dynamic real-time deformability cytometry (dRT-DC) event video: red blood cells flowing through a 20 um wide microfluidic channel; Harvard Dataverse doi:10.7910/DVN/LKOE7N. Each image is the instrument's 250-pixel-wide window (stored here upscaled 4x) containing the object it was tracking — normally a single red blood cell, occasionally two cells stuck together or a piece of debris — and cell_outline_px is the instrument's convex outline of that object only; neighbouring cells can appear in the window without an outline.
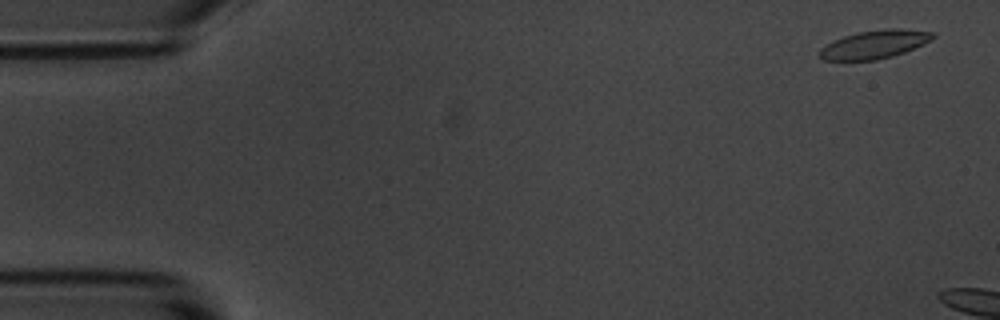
{"species": "common noctule bat (a hibernating species)", "species_latin": "Nyctalus noctula", "temperature_condition": "room temperature", "stored_images_in_passage": 2, "camera_frame_rate_fps": 3000, "um_per_image_px": 0.085, "animal": {"sex": "male", "body_mass_g": 20.1, "forearm_length_mm": 53.5}, "frame": {"image": 1, "passage_image": 1, "time_ms": 0.0, "image_size_px": [1000, 320], "cell_outline_px": [[936, 36], [932, 40], [924, 44], [904, 52], [892, 56], [876, 60], [824, 60], [820, 56], [820, 48], [832, 40], [856, 32], [892, 28], [900, 28], [936, 32]], "centroid_in_image_um": [74.37, 3.76], "position_along_channel_um": 10.6, "area_um2": 18.79}}